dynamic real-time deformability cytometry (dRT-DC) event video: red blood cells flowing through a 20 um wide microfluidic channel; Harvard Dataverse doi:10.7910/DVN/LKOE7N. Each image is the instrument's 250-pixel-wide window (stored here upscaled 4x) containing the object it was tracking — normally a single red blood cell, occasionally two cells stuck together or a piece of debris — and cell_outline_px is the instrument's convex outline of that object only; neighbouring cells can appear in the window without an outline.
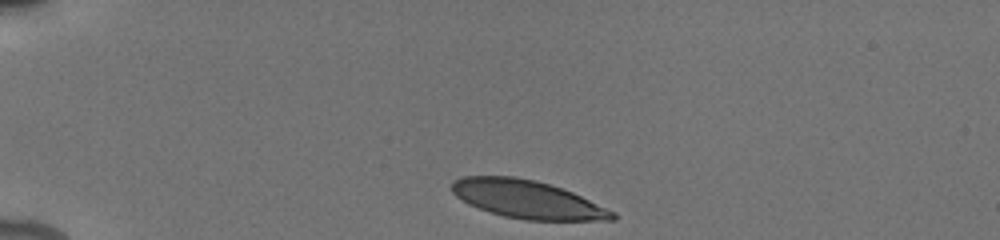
{"species": "human", "species_latin": "Homo sapiens", "temperature_condition": "cold", "stored_images_in_passage": 43, "camera_frame_rate_fps": 3000, "um_per_image_px": 0.085, "donor": {"sex": "male"}, "frame": {"image": 1, "passage_image": 1, "time_ms": 0.0, "image_size_px": [1000, 240], "cell_outline_px": [[616, 220], [528, 220], [504, 216], [468, 204], [456, 196], [452, 192], [452, 180], [460, 176], [516, 176], [536, 180], [572, 192], [616, 212]], "centroid_in_image_um": [44.81, 16.93], "position_along_channel_um": 40.2, "area_um2": 35.43}}
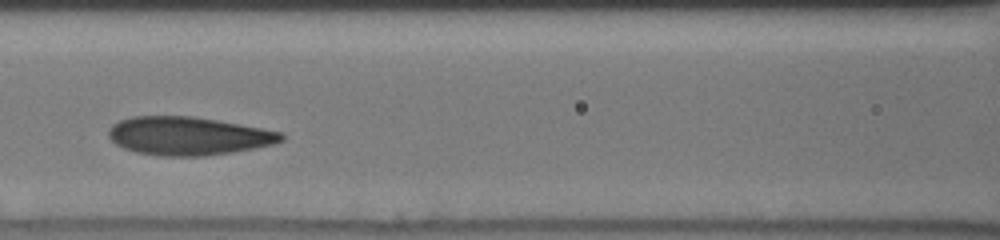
{"frame": {"image": 2, "passage_image": 22, "time_ms": 4.333, "image_size_px": [1000, 240], "cell_outline_px": [[284, 140], [272, 144], [232, 152], [204, 156], [160, 156], [136, 152], [124, 148], [116, 144], [108, 136], [108, 128], [112, 124], [120, 120], [132, 116], [192, 116], [240, 124], [280, 132], [284, 136]], "centroid_in_image_um": [15.95, 11.55], "position_along_channel_um": 150.7, "area_um2": 38.38}}
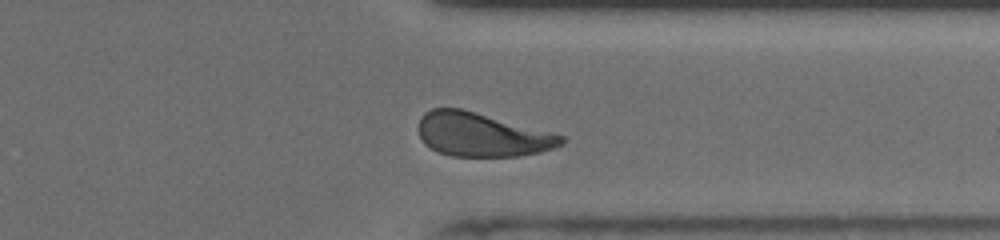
{"frame": {"image": 3, "passage_image": 36, "time_ms": 10.0, "image_size_px": [1000, 240], "cell_outline_px": [[564, 144], [556, 148], [540, 152], [520, 156], [452, 156], [436, 152], [424, 144], [420, 136], [420, 116], [424, 112], [432, 108], [460, 108], [564, 136]], "centroid_in_image_um": [40.94, 11.46], "position_along_channel_um": 370.5, "area_um2": 36.18}, "authors_computed_cell_mechanics": {"area_um2": 37.6856, "velocity_mm_per_s": 3.8792, "shape_relaxation_time_tau1_ms": 3.3515, "shape_relaxation_time_tau2_ms": 1.4136, "deformation_change_tau1": 0.1483, "deformation_change_tau2": 0.0698}}